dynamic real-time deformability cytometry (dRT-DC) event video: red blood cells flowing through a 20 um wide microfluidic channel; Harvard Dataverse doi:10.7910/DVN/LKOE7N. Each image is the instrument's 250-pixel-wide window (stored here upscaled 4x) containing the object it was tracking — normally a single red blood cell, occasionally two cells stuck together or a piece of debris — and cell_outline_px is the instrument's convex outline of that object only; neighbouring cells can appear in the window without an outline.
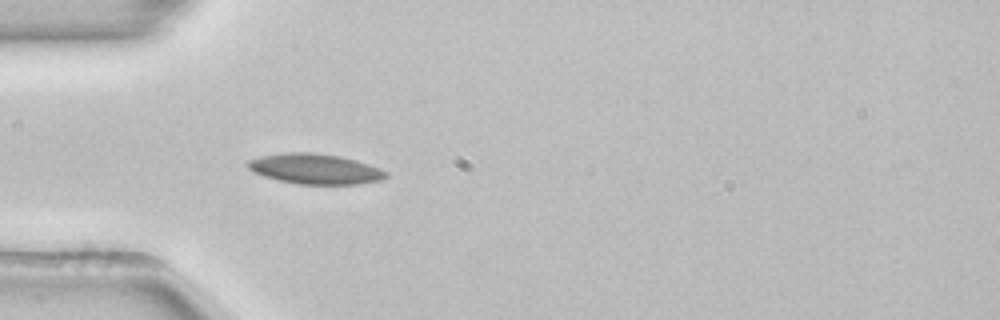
{"species": "common noctule bat (a hibernating species)", "species_latin": "Nyctalus noctula", "temperature_condition": "room temperature", "stored_images_in_passage": 26, "camera_frame_rate_fps": 3000, "um_per_image_px": 0.085, "animal": {"sex": "female", "body_mass_g": 22.7, "forearm_length_mm": 54.2}, "frame": {"image": 1, "passage_image": 1, "time_ms": 0.0, "image_size_px": [1000, 320], "cell_outline_px": [[388, 176], [384, 180], [360, 184], [296, 184], [264, 176], [252, 172], [248, 168], [248, 160], [264, 156], [284, 152], [312, 152], [340, 156], [356, 160], [368, 164], [388, 172]], "centroid_in_image_um": [26.82, 14.36], "position_along_channel_um": 58.2, "area_um2": 24.39}, "authors_computed_cell_mechanics": {"area_um2": 22.8021, "velocity_mm_per_s": 3.8514, "shape_relaxation_time_tau1_ms": 6.3251, "shape_relaxation_time_tau2_ms": null, "deformation_change_tau1": 0.1243, "deformation_change_tau2": null}}